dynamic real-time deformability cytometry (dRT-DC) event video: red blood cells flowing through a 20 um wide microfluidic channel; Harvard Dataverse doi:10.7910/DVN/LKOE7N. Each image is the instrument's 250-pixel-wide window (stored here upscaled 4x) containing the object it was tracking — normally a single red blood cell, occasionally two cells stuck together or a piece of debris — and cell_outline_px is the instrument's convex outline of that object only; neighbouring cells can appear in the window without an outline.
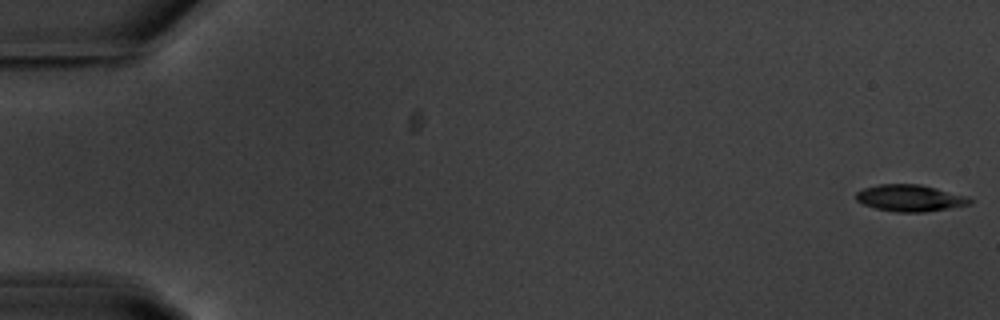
{"species": "common noctule bat (a hibernating species)", "species_latin": "Nyctalus noctula", "temperature_condition": "warm", "stored_images_in_passage": 56, "camera_frame_rate_fps": 3000, "um_per_image_px": 0.085, "animal": {"sex": "male", "body_mass_g": 20.1, "forearm_length_mm": 53.5}, "frame": {"image": 1, "passage_image": 1, "time_ms": 0.0, "image_size_px": [1000, 320], "cell_outline_px": [[972, 204], [924, 212], [896, 212], [876, 208], [864, 204], [856, 200], [856, 192], [864, 188], [880, 184], [920, 184], [936, 188], [964, 196], [972, 200]], "centroid_in_image_um": [77.32, 16.83], "position_along_channel_um": 7.7, "area_um2": 17.46}}
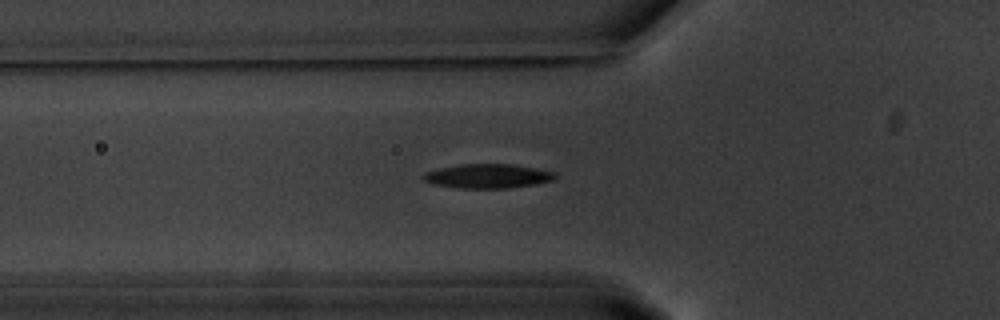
{"frame": {"image": 2, "passage_image": 20, "time_ms": 6.333, "image_size_px": [1000, 320], "cell_outline_px": [[556, 176], [552, 180], [536, 184], [508, 188], [460, 188], [432, 184], [420, 180], [420, 176], [424, 172], [440, 168], [460, 164], [516, 164], [556, 172]], "centroid_in_image_um": [41.41, 14.96], "position_along_channel_um": 84.4, "area_um2": 18.84}}
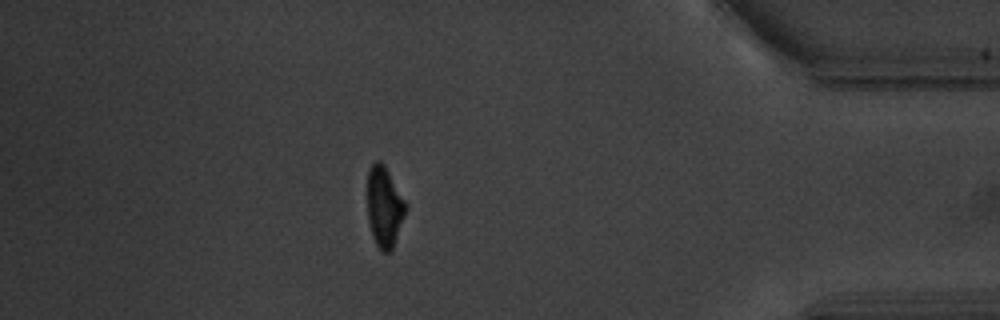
{"frame": {"image": 3, "passage_image": 49, "time_ms": 16.0, "image_size_px": [1000, 320], "cell_outline_px": [[408, 208], [392, 248], [388, 252], [380, 252], [372, 236], [368, 220], [368, 172], [372, 164], [376, 160], [380, 160], [384, 164], [408, 204]], "centroid_in_image_um": [32.69, 17.57], "position_along_channel_um": 402.5, "area_um2": 18.09}}